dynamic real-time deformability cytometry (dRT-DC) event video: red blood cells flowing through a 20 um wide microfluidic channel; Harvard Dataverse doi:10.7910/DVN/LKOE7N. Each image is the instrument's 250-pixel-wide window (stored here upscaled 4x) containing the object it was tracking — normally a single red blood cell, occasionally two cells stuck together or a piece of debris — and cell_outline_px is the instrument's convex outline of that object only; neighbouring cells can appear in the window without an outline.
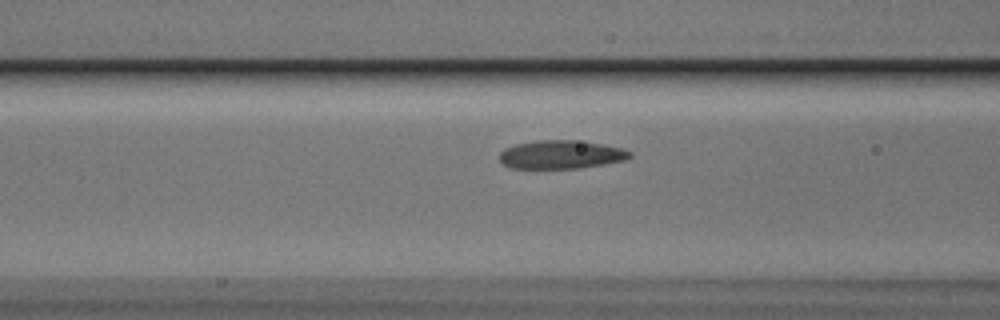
{"species": "Egyptian fruit bat (a non-hibernating species)", "species_latin": "Rousettus aegyptiacus", "temperature_condition": "cold", "stored_images_in_passage": 31, "camera_frame_rate_fps": 3000, "um_per_image_px": 0.085, "animal": {"sex": "male"}, "frame": {"image": 1, "passage_image": 8, "time_ms": 2.333, "image_size_px": [1000, 320], "cell_outline_px": [[632, 156], [628, 160], [580, 168], [512, 168], [504, 164], [500, 160], [500, 152], [504, 148], [516, 144], [536, 140], [572, 140], [600, 144], [624, 148], [632, 152]], "centroid_in_image_um": [47.72, 13.14], "position_along_channel_um": 118.9, "area_um2": 21.62}}
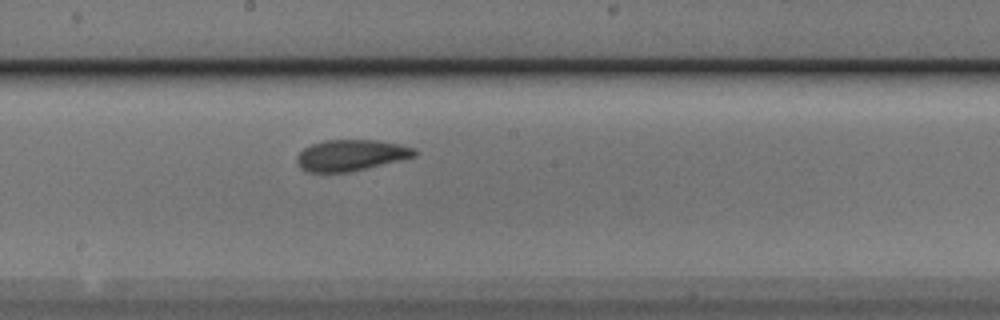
{"frame": {"image": 2, "passage_image": 16, "time_ms": 5.0, "image_size_px": [1000, 320], "cell_outline_px": [[416, 156], [400, 160], [348, 172], [308, 172], [300, 168], [296, 160], [296, 156], [304, 148], [312, 144], [324, 140], [376, 140], [400, 144], [416, 148]], "centroid_in_image_um": [29.81, 13.19], "position_along_channel_um": 218.4, "area_um2": 21.27}}
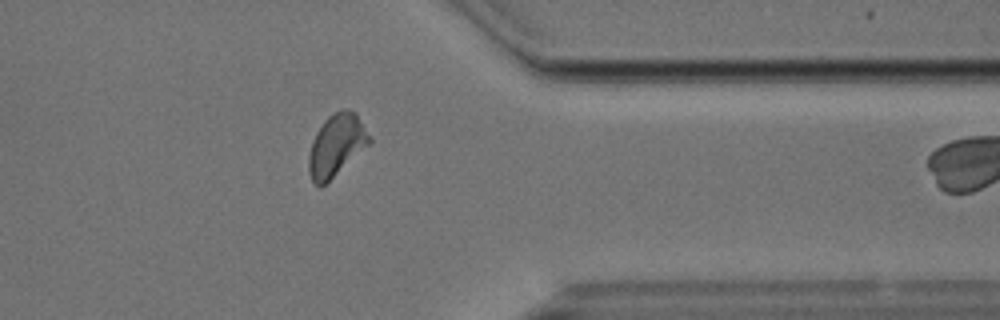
{"frame": {"image": 3, "passage_image": 30, "time_ms": 9.667, "image_size_px": [1000, 320], "cell_outline_px": [[372, 140], [368, 144], [320, 188], [312, 180], [308, 172], [308, 156], [312, 140], [316, 132], [324, 120], [328, 116], [340, 108], [348, 108], [356, 112], [372, 136]], "centroid_in_image_um": [28.59, 12.28], "position_along_channel_um": 382.8, "area_um2": 21.85}}